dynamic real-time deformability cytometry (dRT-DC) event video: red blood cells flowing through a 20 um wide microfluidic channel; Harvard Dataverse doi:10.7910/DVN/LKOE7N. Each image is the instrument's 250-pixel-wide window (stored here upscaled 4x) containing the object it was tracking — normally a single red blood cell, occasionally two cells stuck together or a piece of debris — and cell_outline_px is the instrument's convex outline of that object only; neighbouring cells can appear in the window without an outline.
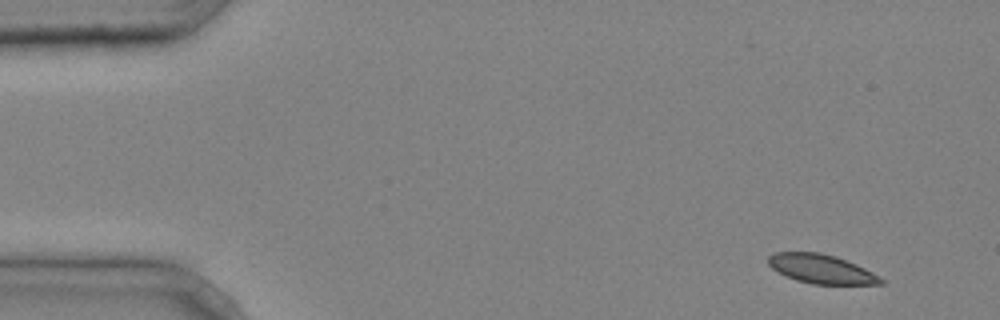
{"species": "common noctule bat (a hibernating species)", "species_latin": "Nyctalus noctula", "temperature_condition": "cold", "stored_images_in_passage": 5, "camera_frame_rate_fps": 3000, "um_per_image_px": 0.085, "animal": {"sex": "male", "body_mass_g": 20.4}, "frame": {"image": 1, "passage_image": 1, "time_ms": 0.0, "image_size_px": [1000, 320], "cell_outline_px": [[884, 284], [812, 284], [796, 280], [772, 268], [768, 264], [768, 256], [776, 252], [820, 252], [836, 256], [856, 264], [864, 268], [884, 280]], "centroid_in_image_um": [69.8, 22.85], "position_along_channel_um": 15.2, "area_um2": 18.84}}
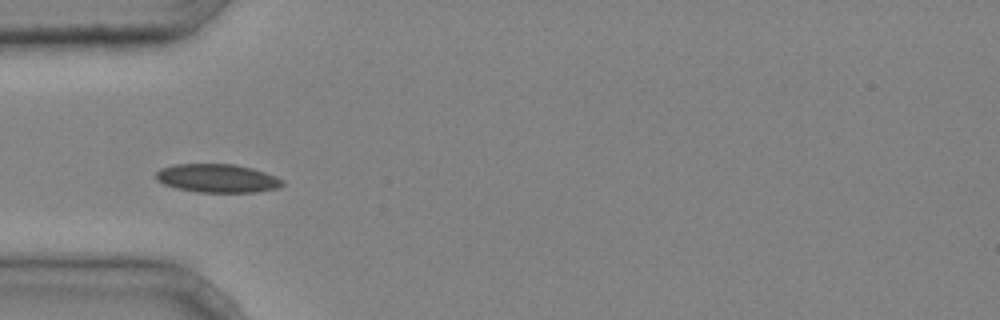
{"frame": {"image": 2, "passage_image": 4, "time_ms": 1.0, "image_size_px": [1000, 320], "cell_outline_px": [[284, 184], [280, 188], [256, 192], [196, 192], [176, 188], [164, 184], [156, 180], [156, 172], [160, 168], [176, 164], [236, 164], [252, 168], [276, 176], [284, 180]], "centroid_in_image_um": [18.49, 15.15], "position_along_channel_um": 66.5, "area_um2": 21.15}}